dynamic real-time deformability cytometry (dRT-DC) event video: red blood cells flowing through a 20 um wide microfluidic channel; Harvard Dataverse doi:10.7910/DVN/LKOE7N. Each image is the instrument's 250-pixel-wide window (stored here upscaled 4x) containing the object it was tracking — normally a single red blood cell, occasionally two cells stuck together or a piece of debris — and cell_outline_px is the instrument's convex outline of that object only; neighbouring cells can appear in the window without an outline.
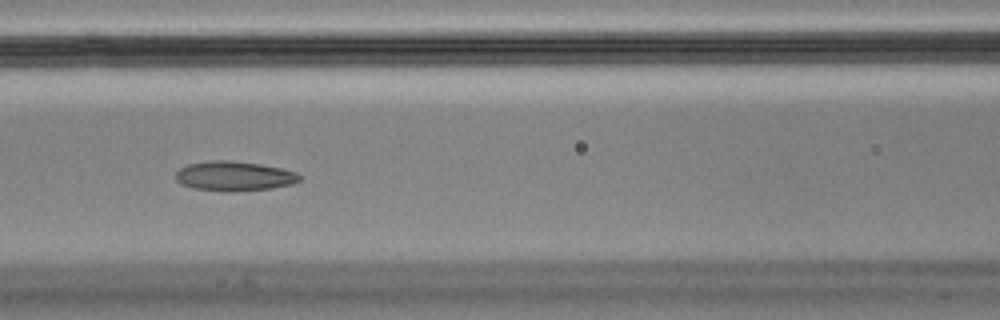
{"species": "Egyptian fruit bat (a non-hibernating species)", "species_latin": "Rousettus aegyptiacus", "temperature_condition": "cold", "stored_images_in_passage": 11, "camera_frame_rate_fps": 3000, "um_per_image_px": 0.085, "animal": {"sex": "male"}, "frame": {"image": 1, "passage_image": 7, "time_ms": 2.0, "image_size_px": [1000, 320], "cell_outline_px": [[300, 180], [292, 184], [272, 188], [232, 192], [224, 192], [192, 188], [176, 180], [176, 172], [180, 168], [188, 164], [212, 160], [228, 160], [260, 164], [280, 168], [296, 172], [300, 176]], "centroid_in_image_um": [19.9, 14.97], "position_along_channel_um": 146.7, "area_um2": 21.39}}
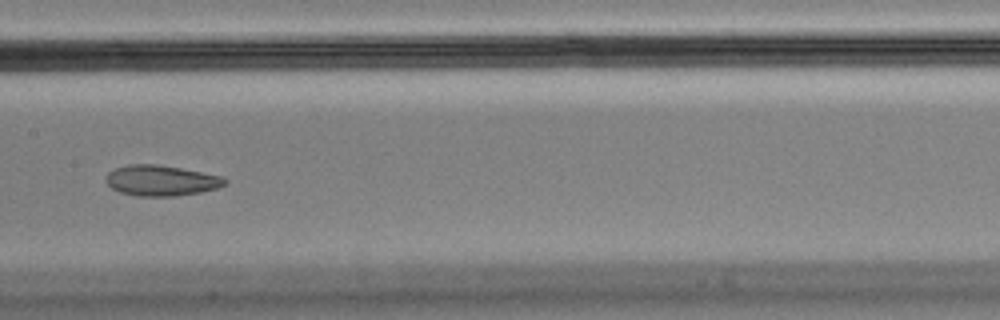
{"frame": {"image": 2, "passage_image": 8, "time_ms": 2.333, "image_size_px": [1000, 320], "cell_outline_px": [[228, 184], [220, 188], [200, 192], [176, 196], [136, 196], [120, 192], [112, 188], [108, 184], [108, 172], [116, 168], [128, 164], [156, 164], [180, 168], [220, 176], [228, 180]], "centroid_in_image_um": [13.74, 15.35], "position_along_channel_um": 193.7, "area_um2": 21.1}}